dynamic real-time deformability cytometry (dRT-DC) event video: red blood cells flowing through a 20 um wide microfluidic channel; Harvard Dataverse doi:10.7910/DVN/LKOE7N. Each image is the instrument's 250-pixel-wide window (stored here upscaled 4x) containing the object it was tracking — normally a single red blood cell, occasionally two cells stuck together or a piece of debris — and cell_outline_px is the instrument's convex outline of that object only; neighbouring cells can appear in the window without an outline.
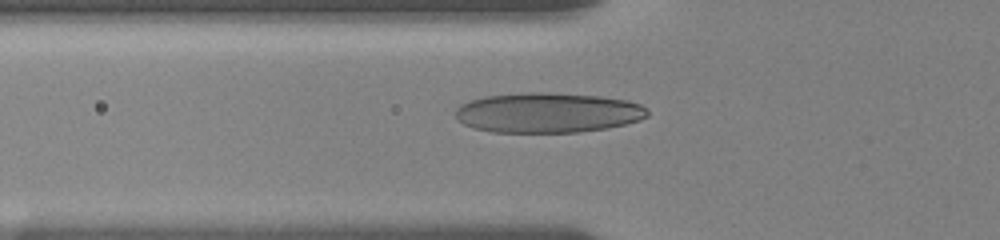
{"species": "human", "species_latin": "Homo sapiens", "temperature_condition": "room temperature", "stored_images_in_passage": 26, "camera_frame_rate_fps": 3000, "um_per_image_px": 0.085, "donor": {"sex": "female"}, "frame": {"image": 1, "passage_image": 3, "time_ms": 0.333, "image_size_px": [1000, 240], "cell_outline_px": [[648, 116], [640, 120], [608, 128], [580, 132], [492, 132], [472, 128], [464, 124], [456, 116], [456, 108], [460, 104], [468, 100], [484, 96], [524, 92], [548, 92], [600, 96], [628, 100], [640, 104], [648, 112]], "centroid_in_image_um": [46.54, 9.57], "position_along_channel_um": 79.3, "area_um2": 45.08}}
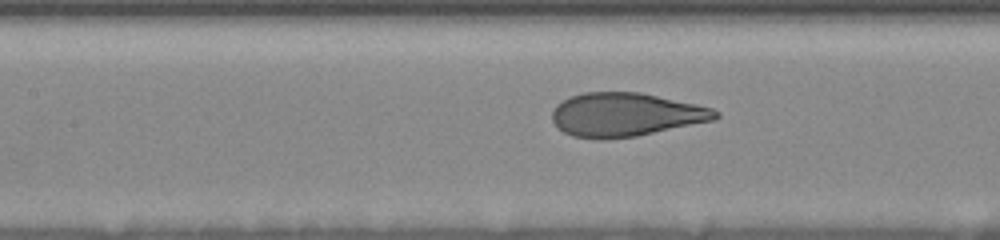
{"frame": {"image": 2, "passage_image": 15, "time_ms": 2.333, "image_size_px": [1000, 240], "cell_outline_px": [[720, 116], [716, 120], [636, 136], [604, 140], [572, 136], [556, 128], [552, 120], [552, 112], [556, 104], [572, 96], [584, 92], [640, 92], [696, 104], [712, 108], [720, 112]], "centroid_in_image_um": [53.18, 9.75], "position_along_channel_um": 154.2, "area_um2": 41.73}}
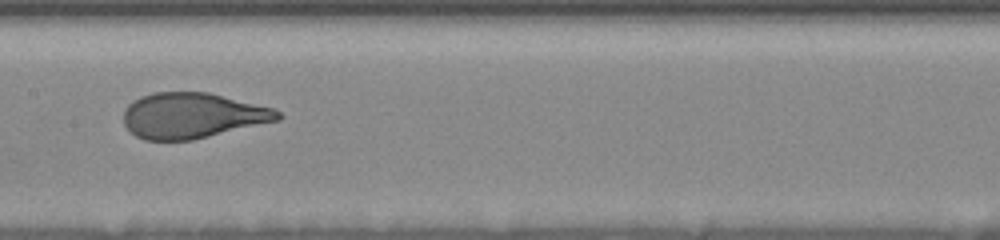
{"frame": {"image": 3, "passage_image": 21, "time_ms": 3.333, "image_size_px": [1000, 240], "cell_outline_px": [[284, 116], [280, 120], [192, 140], [144, 140], [136, 136], [124, 124], [124, 108], [132, 100], [140, 96], [152, 92], [208, 92], [272, 108], [280, 112]], "centroid_in_image_um": [16.34, 9.82], "position_along_channel_um": 191.1, "area_um2": 40.92}}